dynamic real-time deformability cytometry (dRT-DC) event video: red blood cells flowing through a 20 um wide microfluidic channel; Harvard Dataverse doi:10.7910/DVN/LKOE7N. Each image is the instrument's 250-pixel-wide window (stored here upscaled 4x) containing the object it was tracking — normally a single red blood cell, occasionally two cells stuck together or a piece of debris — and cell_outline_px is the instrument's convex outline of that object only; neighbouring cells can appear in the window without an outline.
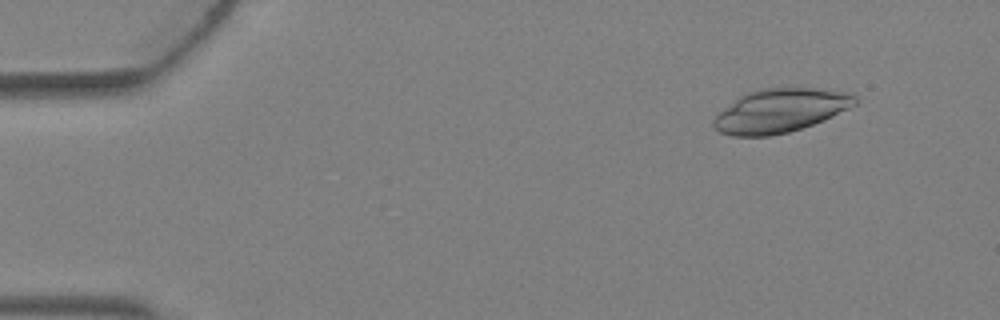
{"species": "Egyptian fruit bat (a non-hibernating species)", "species_latin": "Rousettus aegyptiacus", "temperature_condition": "warm", "stored_images_in_passage": 4, "camera_frame_rate_fps": 3000, "um_per_image_px": 0.085, "animal": {"sex": "female"}, "frame": {"image": 1, "passage_image": 1, "time_ms": 0.0, "image_size_px": [1000, 320], "cell_outline_px": [[856, 104], [824, 120], [788, 132], [772, 136], [732, 136], [720, 132], [712, 124], [712, 120], [724, 108], [740, 96], [756, 88], [816, 88], [852, 92], [856, 96]], "centroid_in_image_um": [66.33, 9.39], "position_along_channel_um": 18.7, "area_um2": 35.89}}